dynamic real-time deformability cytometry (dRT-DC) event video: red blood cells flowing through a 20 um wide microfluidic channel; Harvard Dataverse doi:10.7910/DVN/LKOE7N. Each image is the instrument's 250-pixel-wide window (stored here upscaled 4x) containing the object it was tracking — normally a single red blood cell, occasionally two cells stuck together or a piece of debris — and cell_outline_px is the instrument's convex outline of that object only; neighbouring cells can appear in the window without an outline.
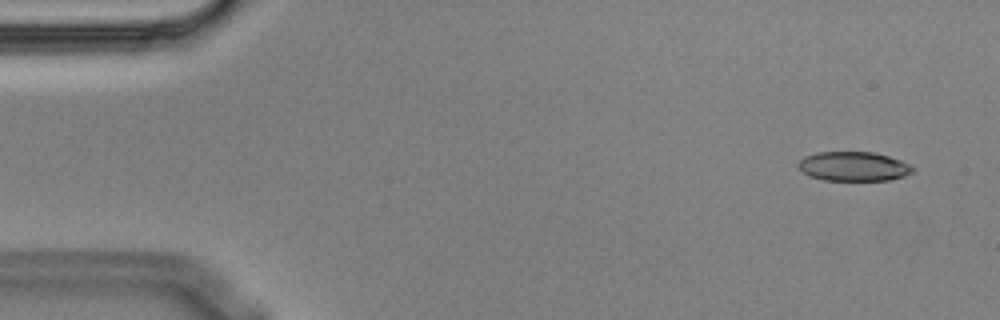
{"species": "Egyptian fruit bat (a non-hibernating species)", "species_latin": "Rousettus aegyptiacus", "temperature_condition": "cold", "stored_images_in_passage": 13, "camera_frame_rate_fps": 3000, "um_per_image_px": 0.085, "animal": {"sex": "male"}, "frame": {"image": 1, "passage_image": 1, "time_ms": 0.0, "image_size_px": [1000, 320], "cell_outline_px": [[912, 172], [904, 176], [888, 180], [824, 180], [812, 176], [804, 172], [796, 164], [804, 156], [816, 152], [876, 152], [900, 160], [908, 164], [912, 168]], "centroid_in_image_um": [72.53, 14.13], "position_along_channel_um": 12.5, "area_um2": 19.36}}
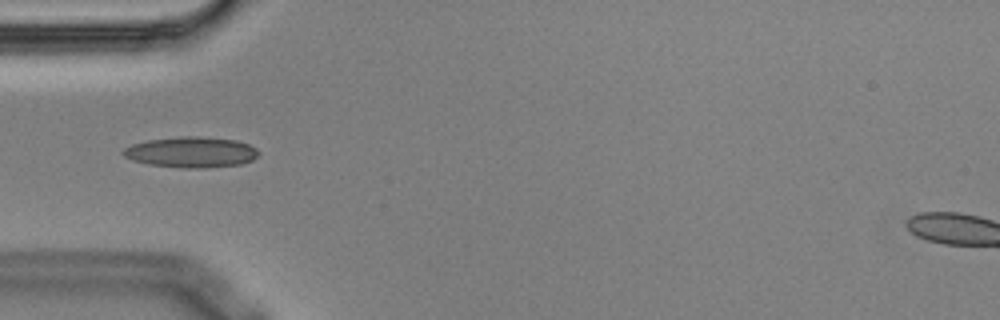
{"frame": {"image": 2, "passage_image": 4, "time_ms": 1.0, "image_size_px": [1000, 320], "cell_outline_px": [[260, 152], [252, 160], [240, 164], [204, 168], [180, 168], [148, 164], [132, 160], [124, 156], [120, 152], [124, 148], [132, 144], [148, 140], [180, 136], [196, 136], [236, 140], [248, 144], [256, 148]], "centroid_in_image_um": [16.23, 12.93], "position_along_channel_um": 68.8, "area_um2": 24.28}}
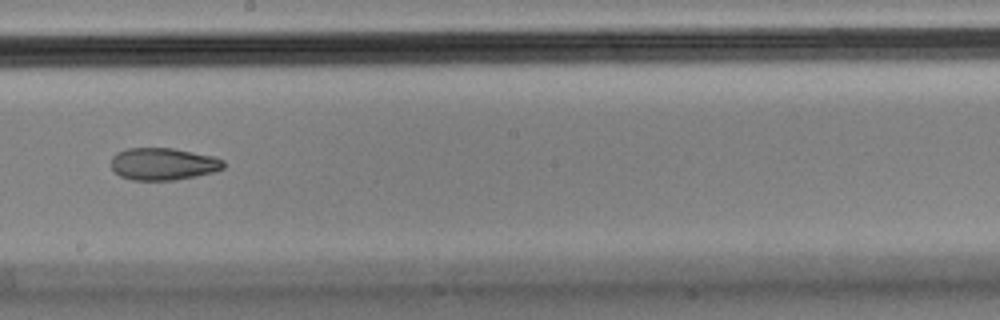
{"frame": {"image": 3, "passage_image": 8, "time_ms": 2.333, "image_size_px": [1000, 320], "cell_outline_px": [[224, 168], [212, 172], [196, 176], [176, 180], [132, 180], [120, 176], [112, 168], [112, 156], [116, 152], [128, 148], [172, 148], [212, 156], [224, 160]], "centroid_in_image_um": [13.86, 13.94], "position_along_channel_um": 234.3, "area_um2": 21.04}}